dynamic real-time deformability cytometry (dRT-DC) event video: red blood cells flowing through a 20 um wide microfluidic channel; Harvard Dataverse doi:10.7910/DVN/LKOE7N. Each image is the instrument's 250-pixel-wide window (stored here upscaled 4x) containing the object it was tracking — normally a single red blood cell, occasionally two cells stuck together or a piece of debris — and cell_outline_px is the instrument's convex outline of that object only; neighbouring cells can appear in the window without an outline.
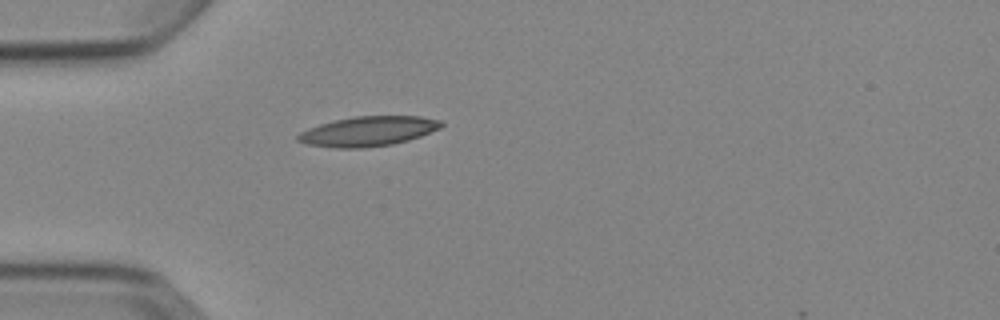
{"species": "Egyptian fruit bat (a non-hibernating species)", "species_latin": "Rousettus aegyptiacus", "temperature_condition": "cold", "stored_images_in_passage": 1, "camera_frame_rate_fps": 3000, "um_per_image_px": 0.085, "animal": {"sex": "female"}, "frame": {"image": 1, "passage_image": 1, "time_ms": 0.0, "image_size_px": [1000, 320], "cell_outline_px": [[444, 124], [440, 128], [420, 136], [408, 140], [392, 144], [364, 148], [336, 148], [308, 144], [296, 140], [296, 136], [300, 132], [308, 128], [320, 124], [336, 120], [356, 116], [420, 116], [440, 120]], "centroid_in_image_um": [31.29, 11.16], "position_along_channel_um": 53.7, "area_um2": 24.74}}